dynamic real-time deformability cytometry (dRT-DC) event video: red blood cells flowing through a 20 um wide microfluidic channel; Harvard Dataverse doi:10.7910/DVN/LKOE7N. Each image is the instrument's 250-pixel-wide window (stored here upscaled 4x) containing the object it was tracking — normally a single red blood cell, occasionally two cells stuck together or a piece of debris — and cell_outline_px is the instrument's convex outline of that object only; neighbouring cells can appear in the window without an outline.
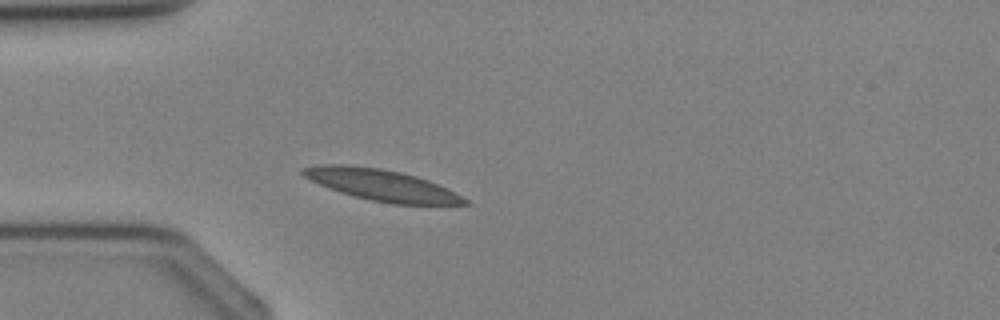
{"species": "Egyptian fruit bat (a non-hibernating species)", "species_latin": "Rousettus aegyptiacus", "temperature_condition": "cold", "stored_images_in_passage": 1, "camera_frame_rate_fps": 3000, "um_per_image_px": 0.085, "animal": {"sex": "female"}, "frame": {"image": 1, "passage_image": 1, "time_ms": 0.0, "image_size_px": [1000, 320], "cell_outline_px": [[472, 204], [392, 204], [372, 200], [340, 192], [328, 188], [304, 176], [300, 172], [300, 168], [320, 164], [344, 164], [380, 168], [400, 172], [416, 176], [428, 180], [468, 200]], "centroid_in_image_um": [32.37, 15.71], "position_along_channel_um": 52.6, "area_um2": 29.02}}